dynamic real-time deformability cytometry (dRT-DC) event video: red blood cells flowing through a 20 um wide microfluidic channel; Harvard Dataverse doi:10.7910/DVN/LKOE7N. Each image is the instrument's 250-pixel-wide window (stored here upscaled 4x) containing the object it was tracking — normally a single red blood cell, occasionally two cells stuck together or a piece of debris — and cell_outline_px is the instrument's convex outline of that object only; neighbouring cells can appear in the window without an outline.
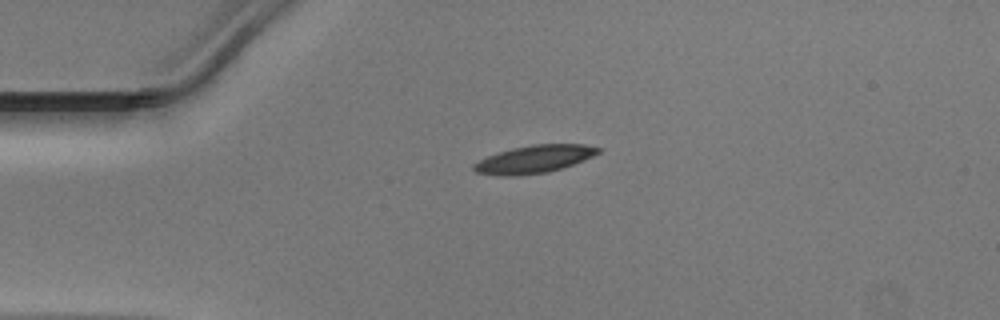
{"species": "Egyptian fruit bat (a non-hibernating species)", "species_latin": "Rousettus aegyptiacus", "temperature_condition": "warm", "stored_images_in_passage": 39, "camera_frame_rate_fps": 3000, "um_per_image_px": 0.085, "animal": {"sex": "male"}, "frame": {"image": 1, "passage_image": 1, "time_ms": 0.0, "image_size_px": [1000, 320], "cell_outline_px": [[600, 152], [592, 156], [572, 164], [548, 172], [512, 176], [500, 176], [476, 172], [472, 168], [472, 164], [488, 156], [512, 148], [532, 144], [584, 144], [600, 148]], "centroid_in_image_um": [45.38, 13.53], "position_along_channel_um": 39.6, "area_um2": 19.83}}
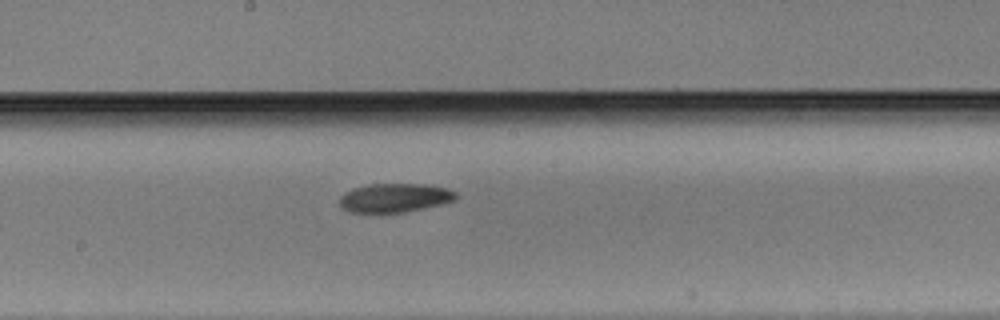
{"frame": {"image": 2, "passage_image": 16, "time_ms": 5.0, "image_size_px": [1000, 320], "cell_outline_px": [[456, 200], [424, 208], [404, 212], [348, 212], [340, 208], [340, 196], [344, 192], [352, 188], [372, 184], [428, 184], [444, 188], [456, 192]], "centroid_in_image_um": [33.51, 16.81], "position_along_channel_um": 214.7, "area_um2": 19.54}}
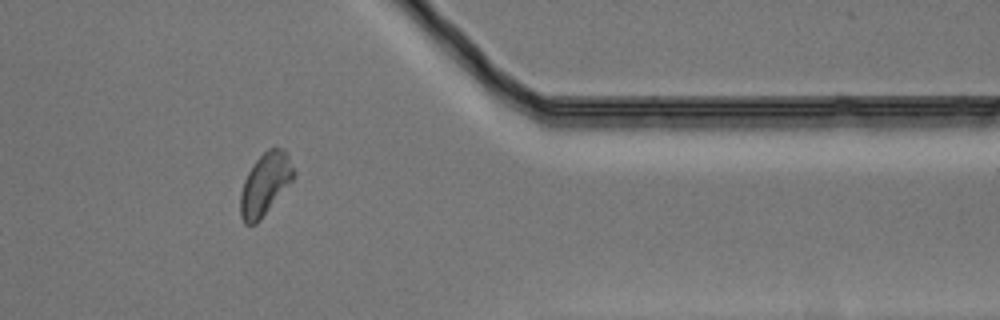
{"frame": {"image": 3, "passage_image": 30, "time_ms": 9.667, "image_size_px": [1000, 320], "cell_outline_px": [[296, 176], [260, 220], [256, 224], [244, 224], [240, 216], [240, 192], [244, 180], [252, 164], [268, 148], [276, 144], [284, 148], [288, 152], [296, 172]], "centroid_in_image_um": [22.56, 15.59], "position_along_channel_um": 388.8, "area_um2": 19.77}}